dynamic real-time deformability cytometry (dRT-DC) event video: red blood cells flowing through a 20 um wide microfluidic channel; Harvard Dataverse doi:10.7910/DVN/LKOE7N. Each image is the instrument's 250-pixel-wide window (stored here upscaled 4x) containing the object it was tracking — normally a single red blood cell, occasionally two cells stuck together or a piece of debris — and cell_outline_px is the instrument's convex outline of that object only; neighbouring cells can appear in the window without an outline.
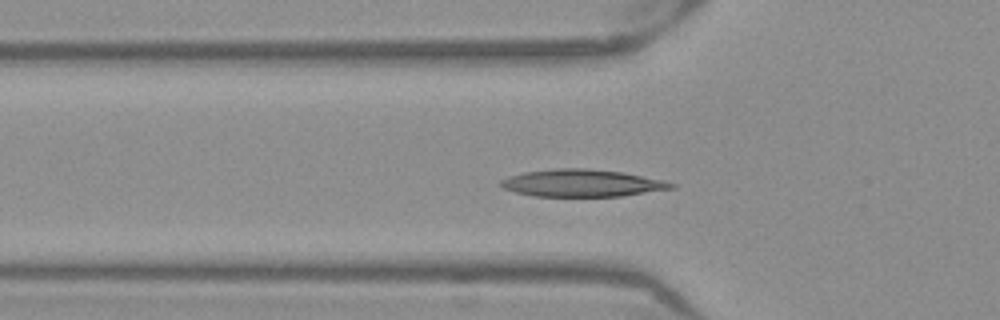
{"species": "Egyptian fruit bat (a non-hibernating species)", "species_latin": "Rousettus aegyptiacus", "temperature_condition": "warm", "stored_images_in_passage": 42, "camera_frame_rate_fps": 3000, "um_per_image_px": 0.085, "frame": {"image": 1, "passage_image": 14, "time_ms": 4.333, "image_size_px": [1000, 320], "cell_outline_px": [[676, 188], [620, 196], [532, 196], [516, 192], [504, 188], [500, 184], [500, 180], [508, 176], [524, 172], [552, 168], [584, 168], [620, 172], [660, 180], [676, 184]], "centroid_in_image_um": [49.42, 15.56], "position_along_channel_um": 76.4, "area_um2": 26.82}}
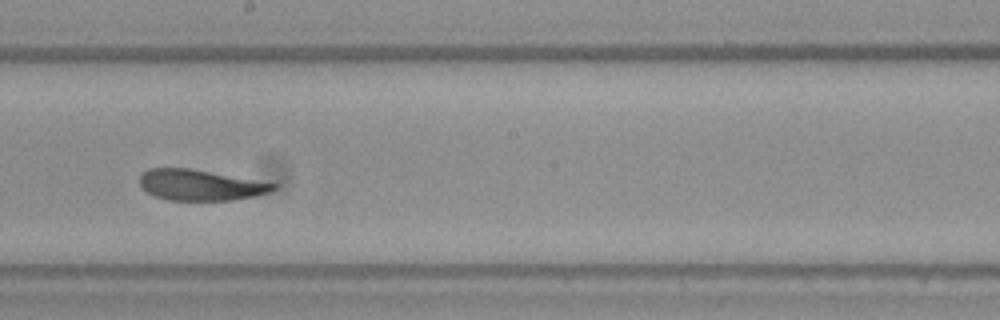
{"frame": {"image": 2, "passage_image": 26, "time_ms": 8.333, "image_size_px": [1000, 320], "cell_outline_px": [[280, 184], [276, 188], [268, 192], [256, 196], [232, 200], [168, 200], [156, 196], [148, 192], [140, 184], [140, 176], [148, 168], [192, 168]], "centroid_in_image_um": [17.07, 15.72], "position_along_channel_um": 231.1, "area_um2": 23.99}}
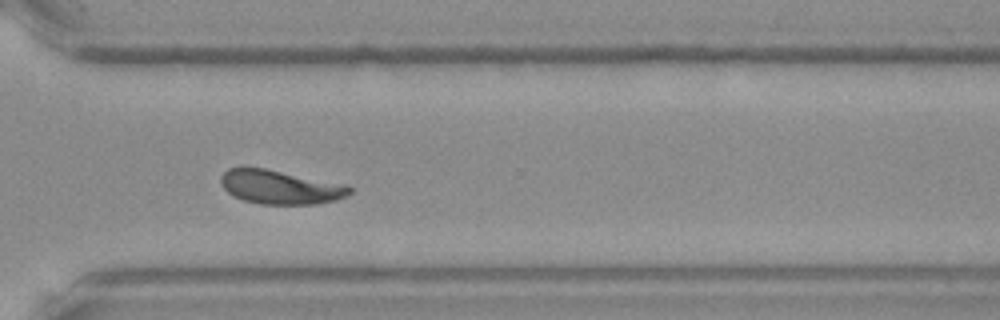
{"frame": {"image": 3, "passage_image": 35, "time_ms": 11.333, "image_size_px": [1000, 320], "cell_outline_px": [[352, 192], [348, 196], [336, 200], [316, 204], [260, 204], [244, 200], [232, 196], [220, 184], [220, 176], [228, 168], [244, 164], [348, 184], [352, 188]], "centroid_in_image_um": [23.8, 15.87], "position_along_channel_um": 346.8, "area_um2": 26.24}, "authors_computed_cell_mechanics": {"area_um2": 25.8366, "velocity_mm_per_s": 3.8539, "shape_relaxation_time_tau1_ms": 4.4177, "shape_relaxation_time_tau2_ms": 1.6179, "deformation_change_tau1": 0.1543, "deformation_change_tau2": 0.0544}}